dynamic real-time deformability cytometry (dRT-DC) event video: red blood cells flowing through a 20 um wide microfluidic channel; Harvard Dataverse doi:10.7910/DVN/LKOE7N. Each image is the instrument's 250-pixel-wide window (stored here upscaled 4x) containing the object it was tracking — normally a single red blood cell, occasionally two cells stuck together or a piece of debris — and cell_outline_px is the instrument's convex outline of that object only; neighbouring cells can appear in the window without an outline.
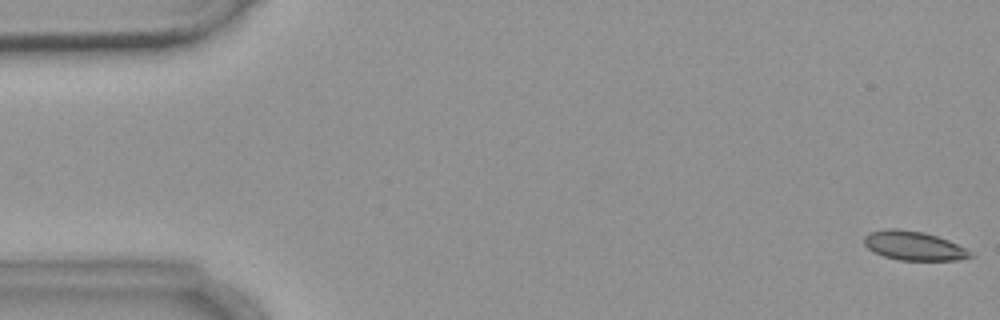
{"species": "common noctule bat (a hibernating species)", "species_latin": "Nyctalus noctula", "temperature_condition": "warm", "stored_images_in_passage": 6, "camera_frame_rate_fps": 3000, "um_per_image_px": 0.085, "animal": {"sex": "female", "body_mass_g": 18.4}, "frame": {"image": 1, "passage_image": 1, "time_ms": 0.0, "image_size_px": [1000, 320], "cell_outline_px": [[976, 256], [960, 260], [900, 260], [884, 256], [872, 252], [864, 244], [864, 236], [868, 232], [892, 228], [896, 228], [924, 232], [948, 240], [972, 252]], "centroid_in_image_um": [77.66, 20.89], "position_along_channel_um": 7.3, "area_um2": 18.03}}
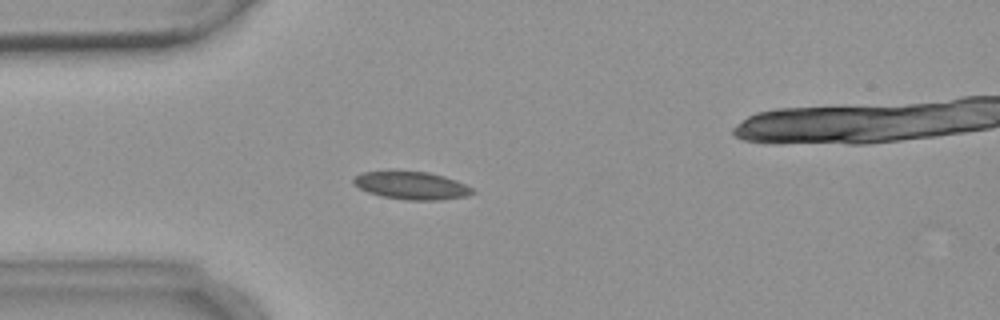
{"frame": {"image": 2, "passage_image": 5, "time_ms": 4.667, "image_size_px": [1000, 320], "cell_outline_px": [[476, 192], [468, 196], [440, 200], [404, 200], [380, 196], [368, 192], [352, 184], [352, 180], [356, 176], [364, 172], [428, 172], [444, 176], [456, 180], [472, 188]], "centroid_in_image_um": [35.0, 15.79], "position_along_channel_um": 50.0, "area_um2": 19.13}}